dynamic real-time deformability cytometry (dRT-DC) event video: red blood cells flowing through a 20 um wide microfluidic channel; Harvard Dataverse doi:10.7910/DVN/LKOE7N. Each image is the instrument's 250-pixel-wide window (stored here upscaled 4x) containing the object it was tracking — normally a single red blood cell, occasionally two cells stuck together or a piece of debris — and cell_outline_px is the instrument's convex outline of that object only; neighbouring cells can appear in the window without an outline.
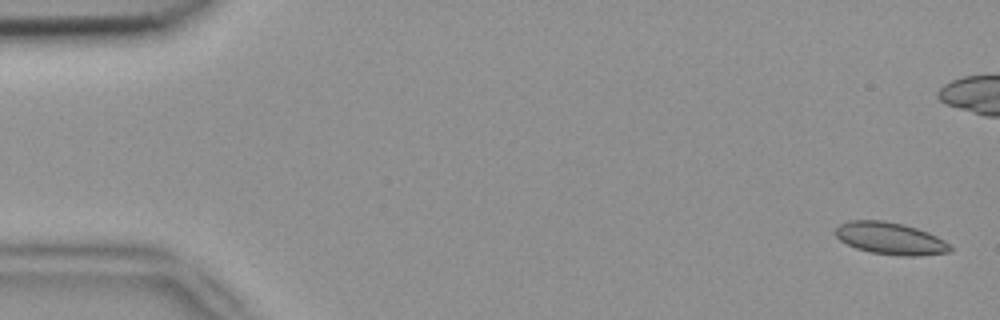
{"species": "common noctule bat (a hibernating species)", "species_latin": "Nyctalus noctula", "temperature_condition": "room temperature", "stored_images_in_passage": 5, "camera_frame_rate_fps": 3000, "um_per_image_px": 0.085, "animal": {"sex": "female", "body_mass_g": 18.4}, "frame": {"image": 1, "passage_image": 1, "time_ms": 0.0, "image_size_px": [1000, 320], "cell_outline_px": [[952, 248], [948, 252], [916, 256], [900, 256], [872, 252], [856, 248], [840, 240], [836, 236], [836, 228], [840, 224], [848, 220], [884, 220], [904, 224], [928, 232], [944, 240]], "centroid_in_image_um": [75.66, 20.26], "position_along_channel_um": 9.3, "area_um2": 21.33}}